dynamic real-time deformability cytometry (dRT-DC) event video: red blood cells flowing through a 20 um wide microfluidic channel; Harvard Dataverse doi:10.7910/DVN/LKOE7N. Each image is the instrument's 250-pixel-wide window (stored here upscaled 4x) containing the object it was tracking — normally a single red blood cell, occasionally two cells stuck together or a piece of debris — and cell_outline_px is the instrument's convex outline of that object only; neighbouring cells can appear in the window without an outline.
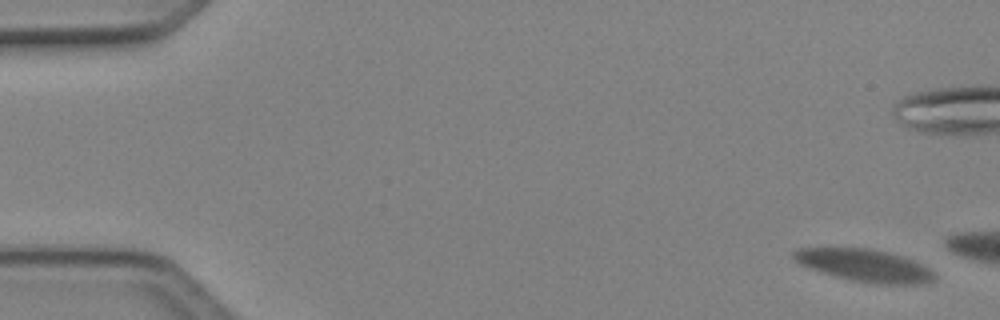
{"species": "Egyptian fruit bat (a non-hibernating species)", "species_latin": "Rousettus aegyptiacus", "temperature_condition": "cold", "stored_images_in_passage": 13, "camera_frame_rate_fps": 3000, "um_per_image_px": 0.085, "animal": {"sex": "female"}, "frame": {"image": 1, "passage_image": 3, "time_ms": 0.667, "image_size_px": [1000, 320], "cell_outline_px": [[936, 280], [920, 284], [876, 284], [852, 280], [836, 276], [800, 264], [792, 256], [792, 252], [800, 248], [868, 248], [904, 256], [916, 260], [928, 268], [936, 276]], "centroid_in_image_um": [73.55, 22.56], "position_along_channel_um": 11.4, "area_um2": 26.36}}